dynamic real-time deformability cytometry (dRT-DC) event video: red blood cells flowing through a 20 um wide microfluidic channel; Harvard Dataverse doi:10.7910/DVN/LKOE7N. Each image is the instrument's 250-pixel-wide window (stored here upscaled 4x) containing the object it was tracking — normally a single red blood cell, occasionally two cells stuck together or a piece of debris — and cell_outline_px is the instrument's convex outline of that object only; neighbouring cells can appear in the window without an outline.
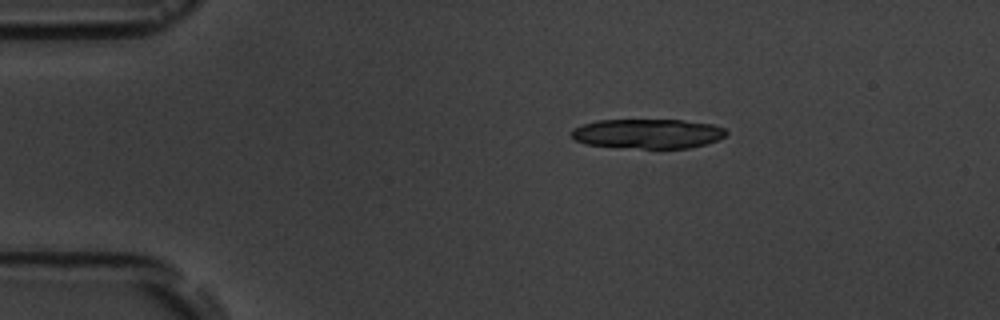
{"species": "common noctule bat (a hibernating species)", "species_latin": "Nyctalus noctula", "temperature_condition": "room temperature", "stored_images_in_passage": 4, "camera_frame_rate_fps": 3000, "um_per_image_px": 0.085, "animal": {"sex": "male", "body_mass_g": 19.5, "forearm_length_mm": 54.6}, "frame": {"image": 1, "passage_image": 1, "time_ms": 0.0, "image_size_px": [1000, 320], "cell_outline_px": [[728, 132], [724, 136], [716, 140], [704, 144], [688, 148], [640, 148], [584, 144], [576, 140], [572, 136], [572, 128], [596, 120], [684, 120], [712, 124], [724, 128]], "centroid_in_image_um": [55.06, 11.35], "position_along_channel_um": 29.9, "area_um2": 26.47}}